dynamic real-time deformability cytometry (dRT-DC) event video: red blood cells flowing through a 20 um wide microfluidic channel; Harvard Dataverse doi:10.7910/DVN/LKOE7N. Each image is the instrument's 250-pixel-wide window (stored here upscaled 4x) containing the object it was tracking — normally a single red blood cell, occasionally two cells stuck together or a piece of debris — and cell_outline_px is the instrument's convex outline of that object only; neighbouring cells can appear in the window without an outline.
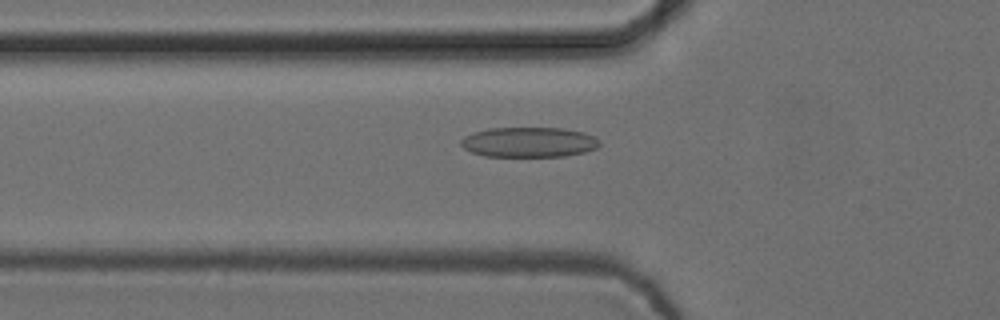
{"species": "common noctule bat (a hibernating species)", "species_latin": "Nyctalus noctula", "temperature_condition": "cold", "stored_images_in_passage": 55, "camera_frame_rate_fps": 3000, "um_per_image_px": 0.085, "animal": {"sex": "female", "body_mass_g": 24.6, "forearm_length_mm": 56.2}, "frame": {"image": 1, "passage_image": 19, "time_ms": 6.0, "image_size_px": [1000, 320], "cell_outline_px": [[600, 144], [596, 148], [584, 152], [564, 156], [484, 156], [472, 152], [464, 148], [460, 144], [460, 140], [464, 136], [472, 132], [488, 128], [564, 128], [584, 132], [596, 136], [600, 140]], "centroid_in_image_um": [44.96, 12.07], "position_along_channel_um": 80.8, "area_um2": 24.45}}
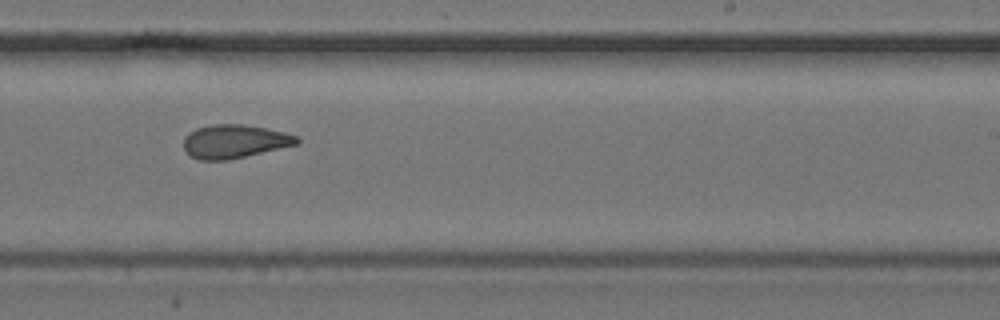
{"frame": {"image": 2, "passage_image": 34, "time_ms": 11.0, "image_size_px": [1000, 320], "cell_outline_px": [[300, 144], [228, 160], [200, 160], [192, 156], [184, 148], [184, 136], [196, 128], [212, 124], [244, 124], [268, 128], [300, 136]], "centroid_in_image_um": [19.99, 12.01], "position_along_channel_um": 269.0, "area_um2": 22.31}}
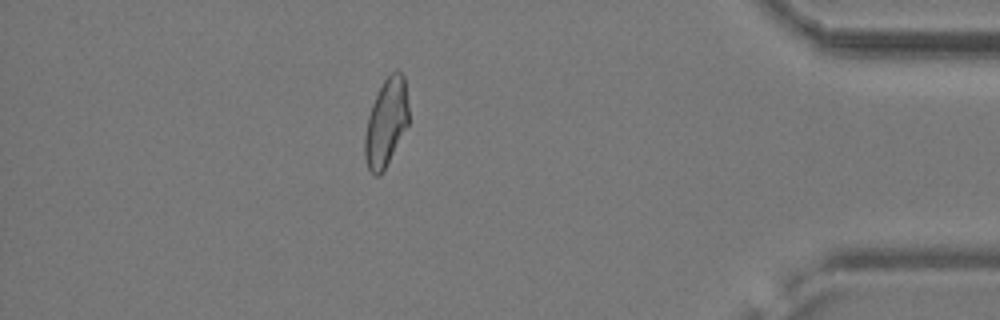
{"frame": {"image": 3, "passage_image": 48, "time_ms": 15.667, "image_size_px": [1000, 320], "cell_outline_px": [[408, 124], [380, 176], [376, 176], [368, 168], [364, 156], [364, 136], [368, 116], [372, 104], [384, 80], [396, 68], [404, 76], [408, 104]], "centroid_in_image_um": [32.81, 10.4], "position_along_channel_um": 402.4, "area_um2": 22.08}, "authors_computed_cell_mechanics": {"area_um2": 22.8888, "velocity_mm_per_s": 3.739, "shape_relaxation_time_tau1_ms": 8.0265, "shape_relaxation_time_tau2_ms": 2.4473, "deformation_change_tau1": 0.1833, "deformation_change_tau2": 0.1024}}